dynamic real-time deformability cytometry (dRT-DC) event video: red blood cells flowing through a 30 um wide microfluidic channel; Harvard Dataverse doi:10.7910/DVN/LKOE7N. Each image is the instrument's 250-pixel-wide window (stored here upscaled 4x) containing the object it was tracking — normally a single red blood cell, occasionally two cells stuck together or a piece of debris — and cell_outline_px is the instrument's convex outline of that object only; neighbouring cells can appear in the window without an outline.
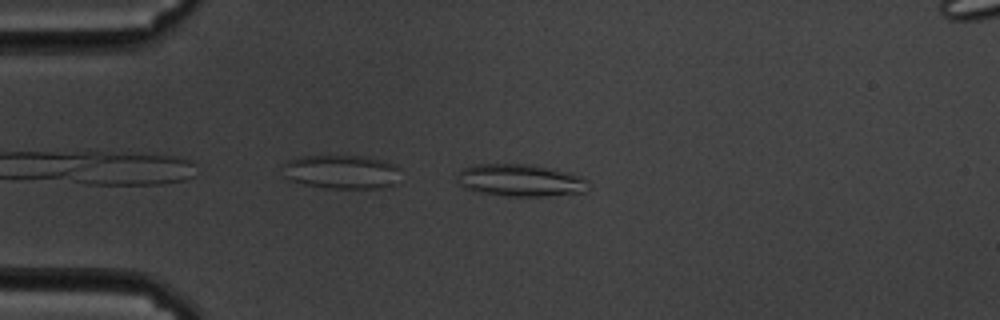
{"species": "common noctule bat (a hibernating species)", "species_latin": "Nyctalus noctula", "temperature_condition": "cold", "stored_images_in_passage": 45, "camera_frame_rate_fps": 3000, "um_per_image_px": 0.085, "animal": {"sex": "male", "body_mass_g": 19.5, "forearm_length_mm": 54.6}, "frame": {"image": 1, "passage_image": 1, "time_ms": 0.0, "image_size_px": [1000, 320], "cell_outline_px": [[592, 184], [584, 192], [548, 196], [504, 196], [480, 192], [468, 188], [460, 184], [456, 180], [456, 176], [464, 168], [476, 164], [532, 164], [580, 176], [588, 180]], "centroid_in_image_um": [44.26, 15.33], "position_along_channel_um": 40.7, "area_um2": 24.57}}
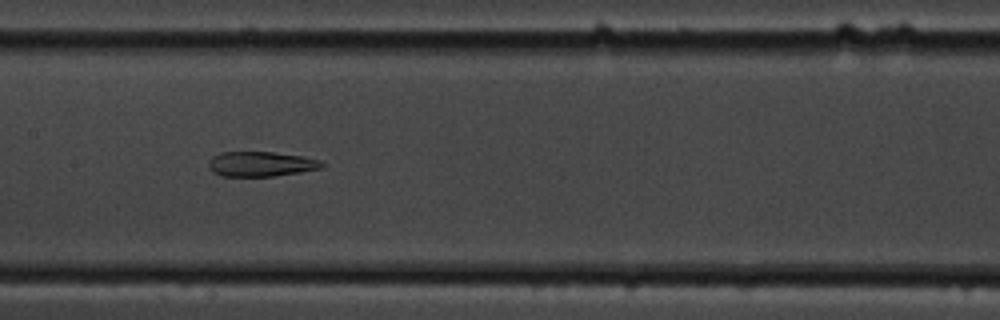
{"frame": {"image": 2, "passage_image": 16, "time_ms": 5.0, "image_size_px": [1000, 320], "cell_outline_px": [[324, 168], [300, 172], [272, 176], [220, 176], [212, 172], [208, 168], [208, 164], [212, 156], [220, 152], [272, 152], [304, 156], [320, 160], [324, 164]], "centroid_in_image_um": [22.17, 13.94], "position_along_channel_um": 185.2, "area_um2": 16.59}}
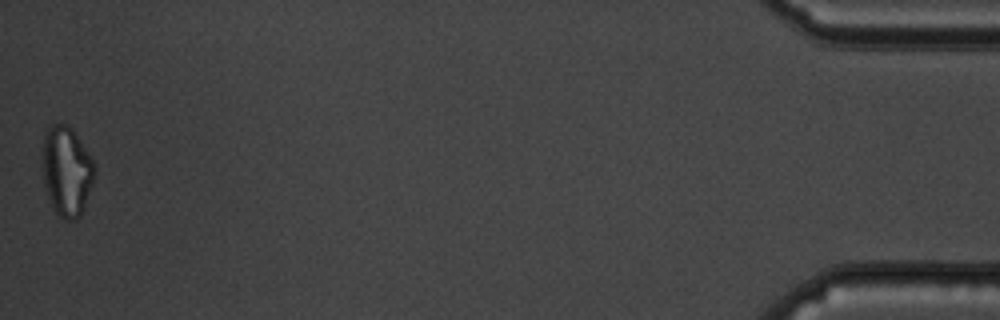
{"frame": {"image": 3, "passage_image": 45, "time_ms": 14.667, "image_size_px": [1000, 320], "cell_outline_px": [[96, 172], [92, 184], [80, 216], [76, 220], [64, 220], [56, 216], [48, 200], [44, 188], [44, 132], [52, 124], [68, 124], [72, 128], [88, 152], [92, 160]], "centroid_in_image_um": [5.66, 14.59], "position_along_channel_um": 429.5, "area_um2": 27.22}, "authors_computed_cell_mechanics": {"area_um2": 19.652, "velocity_mm_per_s": 3.4536, "shape_relaxation_time_tau1_ms": null, "shape_relaxation_time_tau2_ms": 3.4745, "deformation_change_tau1": null, "deformation_change_tau2": 0.1187}}